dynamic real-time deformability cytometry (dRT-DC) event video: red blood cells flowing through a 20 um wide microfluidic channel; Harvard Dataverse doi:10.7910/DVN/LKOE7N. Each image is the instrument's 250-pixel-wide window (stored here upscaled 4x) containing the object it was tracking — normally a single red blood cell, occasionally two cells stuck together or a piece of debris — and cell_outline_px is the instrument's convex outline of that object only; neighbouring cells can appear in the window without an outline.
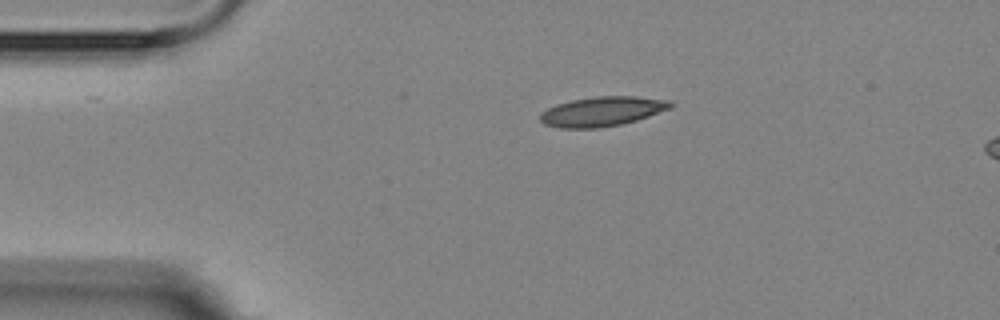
{"species": "Egyptian fruit bat (a non-hibernating species)", "species_latin": "Rousettus aegyptiacus", "temperature_condition": "room temperature", "stored_images_in_passage": 3, "segment_of_instrument_passage": [1, 2], "camera_frame_rate_fps": 3000, "um_per_image_px": 0.085, "animal": {"sex": "female"}, "frame": {"image": 1, "passage_image": 1, "time_ms": 0.0, "image_size_px": [1000, 320], "cell_outline_px": [[676, 104], [672, 108], [636, 120], [620, 124], [600, 128], [560, 128], [544, 124], [540, 120], [540, 112], [556, 104], [572, 100], [596, 96], [636, 96], [672, 100]], "centroid_in_image_um": [51.22, 9.46], "position_along_channel_um": 33.8, "area_um2": 22.66}}